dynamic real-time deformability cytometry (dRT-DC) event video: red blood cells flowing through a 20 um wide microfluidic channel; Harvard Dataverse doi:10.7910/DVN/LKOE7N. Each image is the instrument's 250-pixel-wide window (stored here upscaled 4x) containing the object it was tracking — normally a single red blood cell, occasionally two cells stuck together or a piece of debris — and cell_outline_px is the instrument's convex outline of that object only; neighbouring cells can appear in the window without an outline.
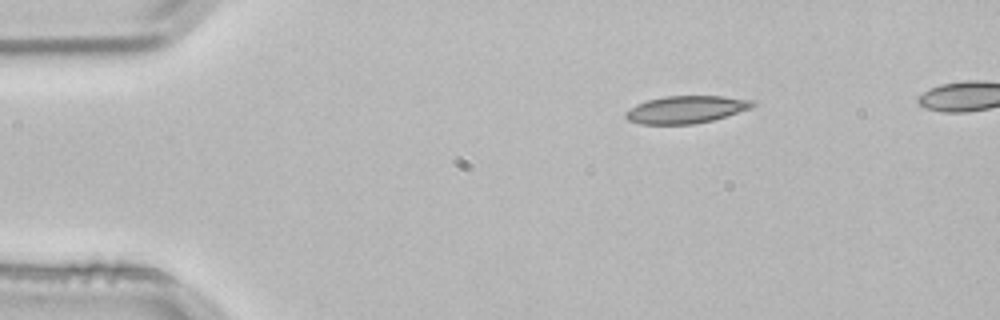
{"species": "common noctule bat (a hibernating species)", "species_latin": "Nyctalus noctula", "temperature_condition": "room temperature", "stored_images_in_passage": 3, "camera_frame_rate_fps": 3000, "um_per_image_px": 0.085, "animal": {"sex": "male", "body_mass_g": 21.5, "forearm_length_mm": 52.0}, "frame": {"image": 1, "passage_image": 1, "time_ms": 0.0, "image_size_px": [1000, 320], "cell_outline_px": [[756, 104], [752, 108], [712, 120], [692, 124], [640, 124], [628, 120], [624, 116], [624, 112], [628, 108], [636, 104], [648, 100], [664, 96], [724, 96], [756, 100]], "centroid_in_image_um": [58.31, 9.3], "position_along_channel_um": 26.7, "area_um2": 20.46}}